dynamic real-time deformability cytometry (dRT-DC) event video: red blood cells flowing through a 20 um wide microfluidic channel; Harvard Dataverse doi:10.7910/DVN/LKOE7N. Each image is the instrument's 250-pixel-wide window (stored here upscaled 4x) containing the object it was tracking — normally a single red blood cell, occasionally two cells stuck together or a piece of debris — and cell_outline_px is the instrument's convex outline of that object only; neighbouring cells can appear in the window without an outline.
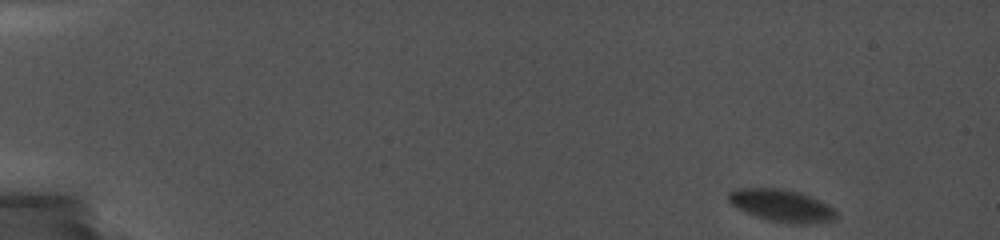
{"species": "common noctule bat (a hibernating species)", "species_latin": "Nyctalus noctula", "temperature_condition": "cold", "stored_images_in_passage": 28, "camera_frame_rate_fps": 5000, "um_per_image_px": 0.085, "animal": {"sex": "female", "body_mass_g": 19.0, "forearm_length_mm": 56.7}, "frame": {"image": 1, "passage_image": 1, "time_ms": 0.0, "image_size_px": [1000, 240], "cell_outline_px": [[836, 220], [804, 224], [792, 224], [772, 220], [756, 216], [744, 212], [732, 204], [728, 200], [728, 192], [732, 188], [780, 188], [800, 192], [828, 204], [836, 212]], "centroid_in_image_um": [66.42, 17.46], "position_along_channel_um": 18.6, "area_um2": 20.23}}
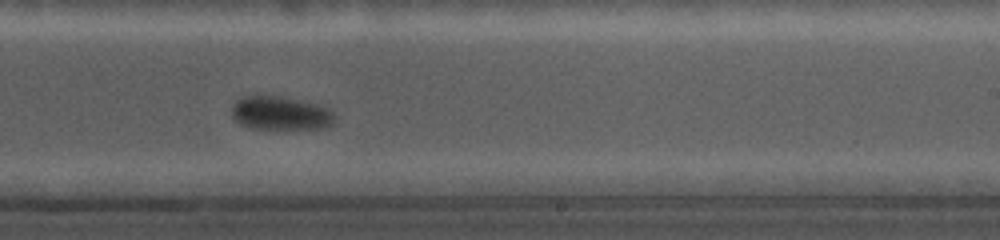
{"frame": {"image": 2, "passage_image": 22, "time_ms": 11.0, "image_size_px": [1000, 240], "cell_outline_px": [[336, 116], [328, 128], [284, 132], [252, 128], [240, 124], [232, 116], [232, 104], [236, 100], [244, 96], [280, 96], [300, 100], [316, 104], [328, 108]], "centroid_in_image_um": [23.87, 9.68], "position_along_channel_um": 265.1, "area_um2": 21.1}}
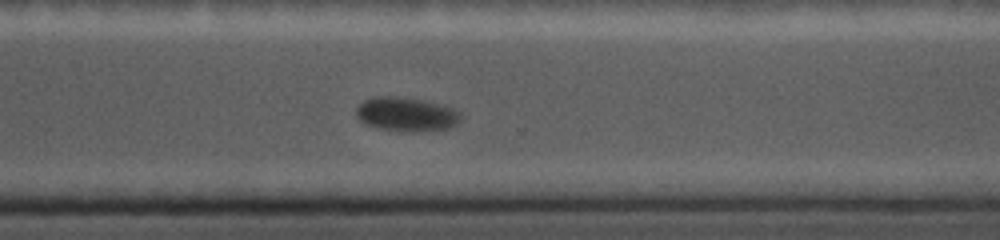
{"frame": {"image": 3, "passage_image": 25, "time_ms": 13.0, "image_size_px": [1000, 240], "cell_outline_px": [[460, 120], [448, 128], [416, 132], [404, 132], [380, 128], [368, 124], [360, 120], [356, 116], [356, 108], [364, 100], [380, 96], [392, 96], [420, 100], [444, 104], [460, 112]], "centroid_in_image_um": [34.54, 9.72], "position_along_channel_um": 336.1, "area_um2": 20.52}}